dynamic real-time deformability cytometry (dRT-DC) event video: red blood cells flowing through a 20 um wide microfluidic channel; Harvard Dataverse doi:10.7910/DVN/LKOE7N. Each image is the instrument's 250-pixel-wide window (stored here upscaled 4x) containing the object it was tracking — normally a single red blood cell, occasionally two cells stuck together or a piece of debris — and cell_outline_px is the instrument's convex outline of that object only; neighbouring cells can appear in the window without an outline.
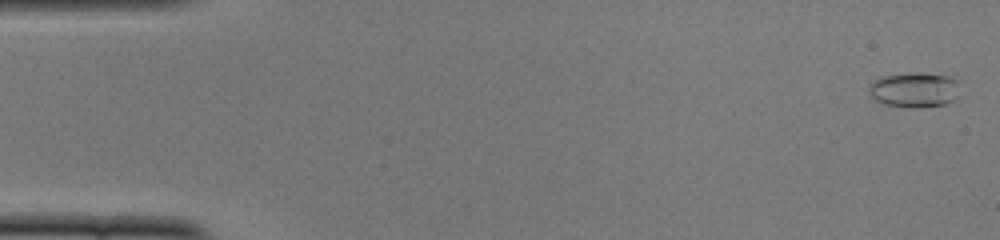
{"species": "common noctule bat (a hibernating species)", "species_latin": "Nyctalus noctula", "temperature_condition": "cold", "stored_images_in_passage": 52, "camera_frame_rate_fps": 3000, "um_per_image_px": 0.085, "animal": {"sex": "female", "body_mass_g": 22.0, "forearm_length_mm": 56.7}, "frame": {"image": 1, "passage_image": 2, "time_ms": 0.333, "image_size_px": [1000, 240], "cell_outline_px": [[956, 80], [952, 100], [944, 104], [920, 108], [912, 108], [884, 104], [876, 100], [868, 92], [868, 88], [872, 80], [880, 76], [912, 72], [920, 72], [948, 76]], "centroid_in_image_um": [77.6, 7.62], "position_along_channel_um": 7.4, "area_um2": 18.32}}
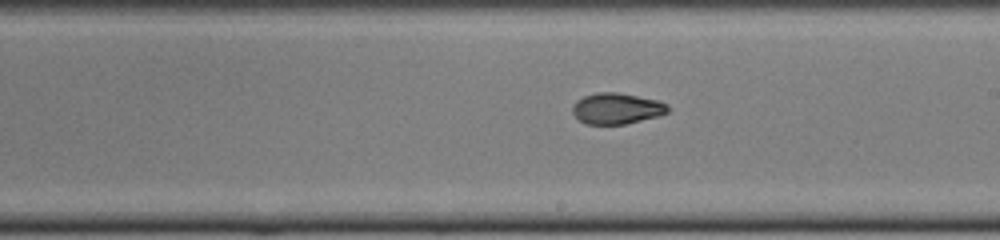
{"frame": {"image": 2, "passage_image": 30, "time_ms": 9.667, "image_size_px": [1000, 240], "cell_outline_px": [[668, 112], [660, 116], [624, 124], [584, 124], [572, 112], [572, 104], [576, 100], [584, 96], [596, 92], [616, 92], [660, 100], [668, 104]], "centroid_in_image_um": [52.42, 9.21], "position_along_channel_um": 236.6, "area_um2": 17.4}}
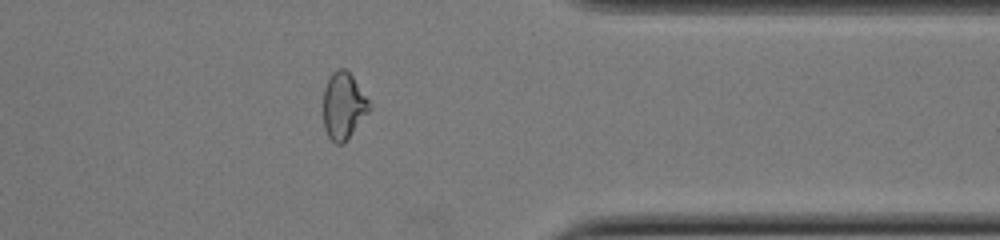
{"frame": {"image": 3, "passage_image": 42, "time_ms": 13.667, "image_size_px": [1000, 240], "cell_outline_px": [[372, 108], [344, 144], [336, 144], [328, 136], [324, 128], [324, 88], [332, 72], [340, 68], [344, 68], [352, 76], [368, 100]], "centroid_in_image_um": [29.19, 9.02], "position_along_channel_um": 382.2, "area_um2": 17.74}, "authors_computed_cell_mechanics": {"area_um2": 17.7735, "velocity_mm_per_s": 3.9205, "shape_relaxation_time_tau1_ms": 7.4878, "shape_relaxation_time_tau2_ms": 2.6089, "deformation_change_tau1": 0.2466, "deformation_change_tau2": 0.0656}}